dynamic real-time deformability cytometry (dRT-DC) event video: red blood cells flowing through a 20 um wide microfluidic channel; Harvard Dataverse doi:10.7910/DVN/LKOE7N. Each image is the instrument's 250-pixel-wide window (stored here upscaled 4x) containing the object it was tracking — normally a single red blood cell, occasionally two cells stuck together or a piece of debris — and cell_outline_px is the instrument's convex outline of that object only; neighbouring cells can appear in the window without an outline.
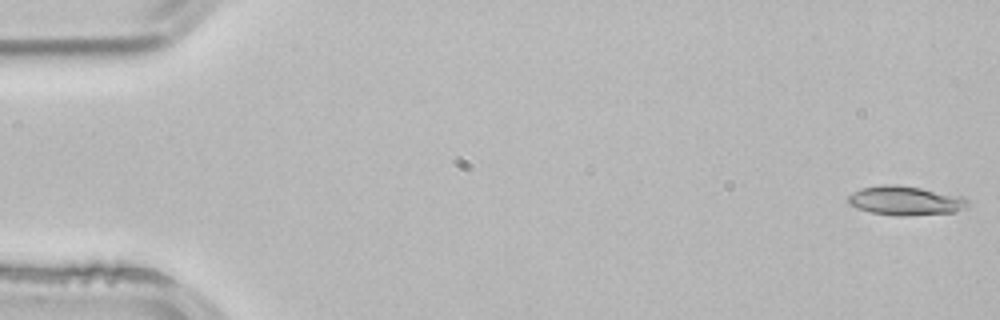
{"species": "common noctule bat (a hibernating species)", "species_latin": "Nyctalus noctula", "temperature_condition": "room temperature", "stored_images_in_passage": 52, "camera_frame_rate_fps": 3000, "um_per_image_px": 0.085, "animal": {"sex": "male", "body_mass_g": 21.5, "forearm_length_mm": 52.0}, "frame": {"image": 1, "passage_image": 1, "time_ms": 0.0, "image_size_px": [1000, 320], "cell_outline_px": [[968, 208], [956, 212], [908, 216], [896, 216], [868, 212], [856, 208], [848, 204], [848, 196], [852, 192], [860, 188], [884, 184], [892, 184], [920, 188], [964, 196], [968, 200]], "centroid_in_image_um": [76.96, 17.07], "position_along_channel_um": 8.0, "area_um2": 20.69}}
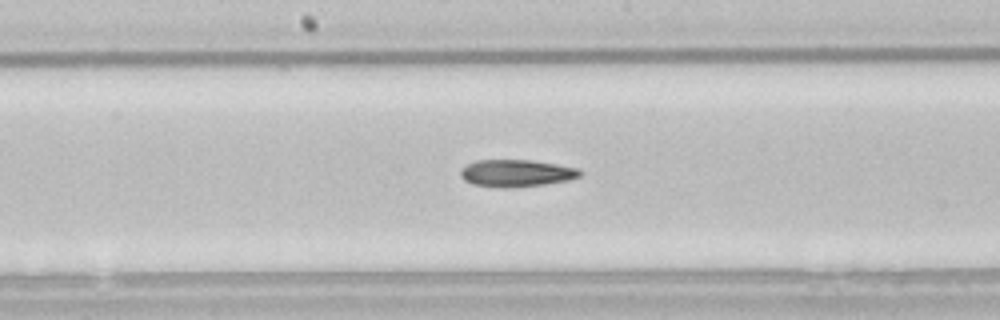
{"frame": {"image": 2, "passage_image": 27, "time_ms": 8.667, "image_size_px": [1000, 320], "cell_outline_px": [[584, 172], [580, 176], [568, 180], [544, 184], [508, 188], [504, 188], [472, 184], [464, 180], [460, 176], [460, 168], [476, 160], [532, 160], [580, 168]], "centroid_in_image_um": [43.89, 14.71], "position_along_channel_um": 204.3, "area_um2": 19.02}}
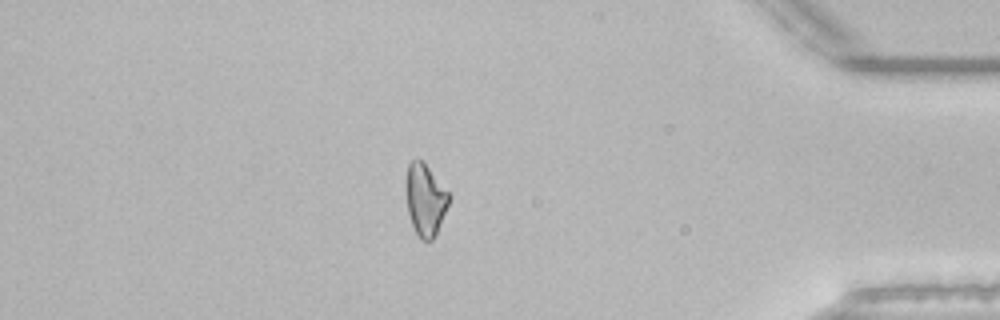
{"frame": {"image": 3, "passage_image": 45, "time_ms": 14.667, "image_size_px": [1000, 320], "cell_outline_px": [[452, 196], [436, 232], [432, 240], [420, 240], [412, 224], [408, 212], [404, 188], [404, 180], [408, 164], [412, 160], [420, 160], [428, 168]], "centroid_in_image_um": [36.11, 16.96], "position_along_channel_um": 399.1, "area_um2": 17.92}}